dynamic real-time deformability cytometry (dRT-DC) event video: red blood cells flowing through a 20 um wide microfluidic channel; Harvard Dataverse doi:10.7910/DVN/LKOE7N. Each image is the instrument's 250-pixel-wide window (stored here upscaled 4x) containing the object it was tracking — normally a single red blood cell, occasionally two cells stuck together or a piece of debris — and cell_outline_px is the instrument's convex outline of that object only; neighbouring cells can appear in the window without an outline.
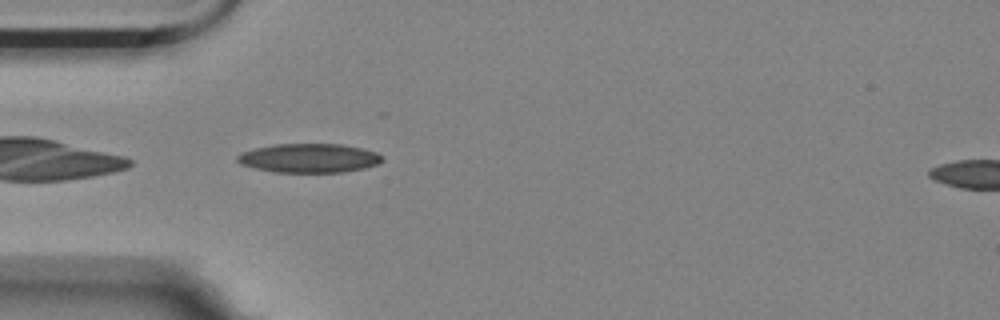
{"species": "Egyptian fruit bat (a non-hibernating species)", "species_latin": "Rousettus aegyptiacus", "temperature_condition": "room temperature", "stored_images_in_passage": 6, "segment_of_instrument_passage": [1, 2], "camera_frame_rate_fps": 3000, "um_per_image_px": 0.085, "animal": {"sex": "female"}, "frame": {"image": 1, "passage_image": 5, "time_ms": 1.333, "image_size_px": [1000, 320], "cell_outline_px": [[384, 160], [376, 164], [364, 168], [344, 172], [276, 172], [256, 168], [240, 164], [236, 160], [236, 156], [240, 152], [256, 148], [276, 144], [340, 144], [360, 148], [376, 152], [384, 156]], "centroid_in_image_um": [26.27, 13.44], "position_along_channel_um": 58.7, "area_um2": 24.45}}